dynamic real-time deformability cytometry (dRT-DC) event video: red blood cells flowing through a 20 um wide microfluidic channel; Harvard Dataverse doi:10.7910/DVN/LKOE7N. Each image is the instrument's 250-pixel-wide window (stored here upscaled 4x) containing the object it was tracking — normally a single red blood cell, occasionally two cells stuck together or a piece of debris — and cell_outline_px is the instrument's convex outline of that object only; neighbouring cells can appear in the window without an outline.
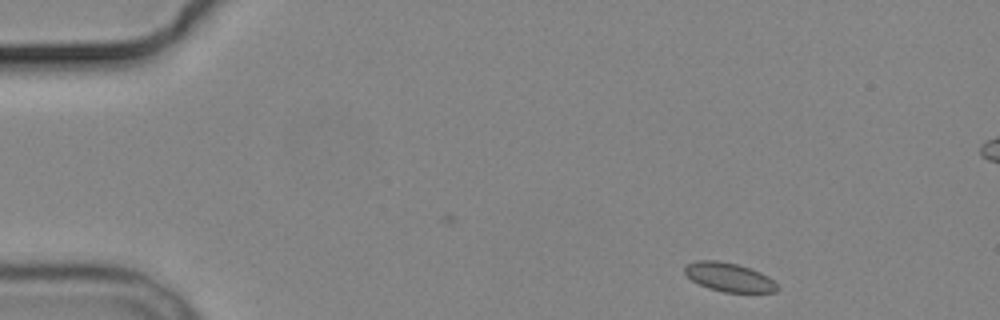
{"species": "common noctule bat (a hibernating species)", "species_latin": "Nyctalus noctula", "temperature_condition": "cold", "stored_images_in_passage": 14, "camera_frame_rate_fps": 3000, "um_per_image_px": 0.085, "animal": {"sex": "male", "body_mass_g": 19.2, "forearm_length_mm": 51.8}, "frame": {"image": 1, "passage_image": 1, "time_ms": 0.0, "image_size_px": [1000, 320], "cell_outline_px": [[780, 288], [776, 292], [724, 292], [708, 288], [692, 280], [684, 272], [684, 268], [688, 264], [696, 260], [720, 260], [752, 268], [768, 276]], "centroid_in_image_um": [61.98, 23.55], "position_along_channel_um": 23.0, "area_um2": 15.55}}
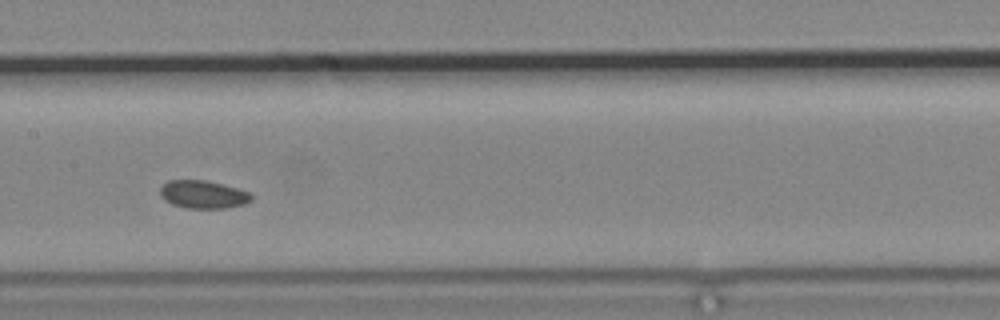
{"frame": {"image": 2, "passage_image": 6, "time_ms": 7.0, "image_size_px": [1000, 320], "cell_outline_px": [[252, 200], [244, 204], [228, 208], [188, 208], [172, 204], [164, 200], [160, 196], [160, 188], [168, 180], [204, 180], [236, 188], [248, 192], [252, 196]], "centroid_in_image_um": [17.24, 16.53], "position_along_channel_um": 190.2, "area_um2": 14.74}}
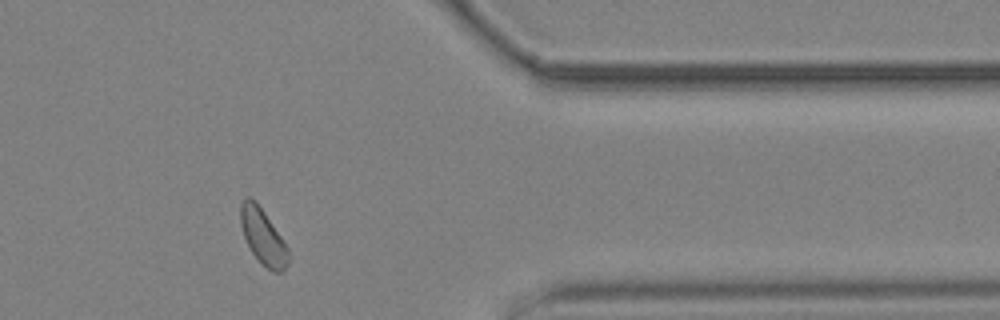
{"frame": {"image": 3, "passage_image": 11, "time_ms": 13.0, "image_size_px": [1000, 320], "cell_outline_px": [[288, 264], [280, 272], [272, 272], [252, 252], [244, 236], [240, 224], [240, 204], [244, 196], [248, 196], [256, 200], [288, 248]], "centroid_in_image_um": [22.32, 20.05], "position_along_channel_um": 389.1, "area_um2": 15.14}, "authors_computed_cell_mechanics": {"area_um2": 15.4037, "velocity_mm_per_s": 3.6363, "shape_relaxation_time_tau1_ms": 1.0192, "shape_relaxation_time_tau2_ms": null, "deformation_change_tau1": 0.0422, "deformation_change_tau2": null}}